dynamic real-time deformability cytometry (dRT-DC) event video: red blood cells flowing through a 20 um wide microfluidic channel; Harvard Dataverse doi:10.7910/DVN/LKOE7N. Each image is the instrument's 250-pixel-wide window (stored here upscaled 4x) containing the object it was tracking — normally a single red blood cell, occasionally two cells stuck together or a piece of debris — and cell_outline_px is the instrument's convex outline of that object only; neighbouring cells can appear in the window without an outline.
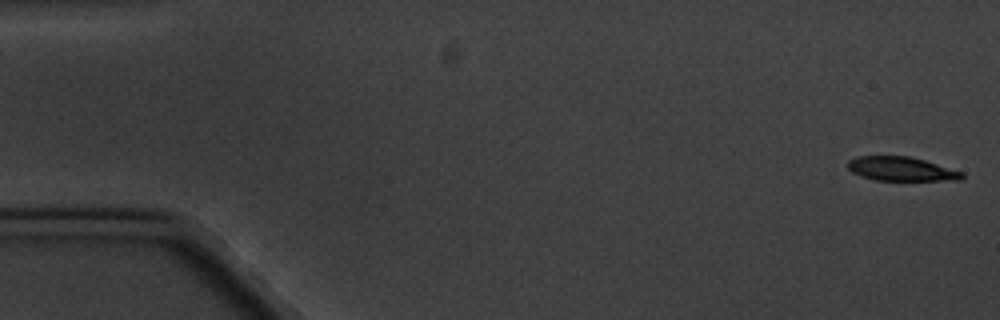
{"species": "common noctule bat (a hibernating species)", "species_latin": "Nyctalus noctula", "temperature_condition": "cold", "stored_images_in_passage": 9, "camera_frame_rate_fps": 3000, "um_per_image_px": 0.085, "animal": {"sex": "male", "body_mass_g": 20.1, "forearm_length_mm": 53.5}, "frame": {"image": 1, "passage_image": 1, "time_ms": 0.0, "image_size_px": [1000, 320], "cell_outline_px": [[964, 176], [960, 180], [876, 180], [860, 176], [852, 172], [848, 168], [848, 160], [856, 156], [908, 156], [924, 160], [964, 172]], "centroid_in_image_um": [76.59, 14.35], "position_along_channel_um": 8.4, "area_um2": 15.95}}